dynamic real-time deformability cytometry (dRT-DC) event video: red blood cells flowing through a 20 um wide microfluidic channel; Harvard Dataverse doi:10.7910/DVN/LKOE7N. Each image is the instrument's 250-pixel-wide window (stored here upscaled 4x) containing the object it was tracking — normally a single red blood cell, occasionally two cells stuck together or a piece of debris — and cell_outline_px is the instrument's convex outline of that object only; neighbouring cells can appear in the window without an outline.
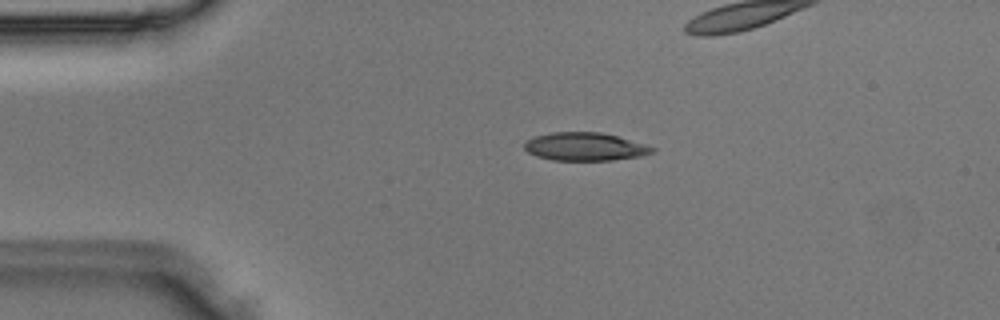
{"species": "Egyptian fruit bat (a non-hibernating species)", "species_latin": "Rousettus aegyptiacus", "temperature_condition": "room temperature", "stored_images_in_passage": 43, "camera_frame_rate_fps": 3000, "um_per_image_px": 0.085, "animal": {"sex": "male"}, "frame": {"image": 1, "passage_image": 4, "time_ms": 1.0, "image_size_px": [1000, 320], "cell_outline_px": [[656, 148], [652, 152], [640, 156], [612, 160], [552, 160], [536, 156], [528, 152], [524, 148], [524, 140], [532, 136], [552, 132], [600, 132], [616, 136], [644, 144]], "centroid_in_image_um": [49.64, 12.46], "position_along_channel_um": 35.4, "area_um2": 20.92}}
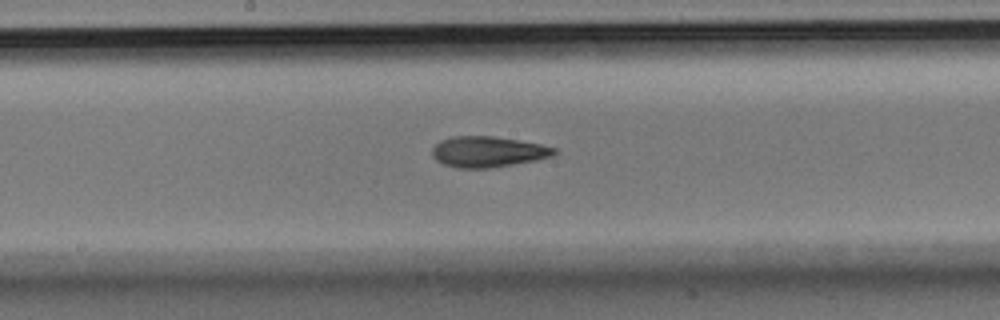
{"frame": {"image": 2, "passage_image": 19, "time_ms": 6.0, "image_size_px": [1000, 320], "cell_outline_px": [[556, 152], [552, 156], [536, 160], [492, 168], [456, 168], [444, 164], [436, 160], [432, 156], [432, 148], [440, 140], [452, 136], [492, 136], [540, 144], [556, 148]], "centroid_in_image_um": [41.44, 12.9], "position_along_channel_um": 206.8, "area_um2": 21.85}}
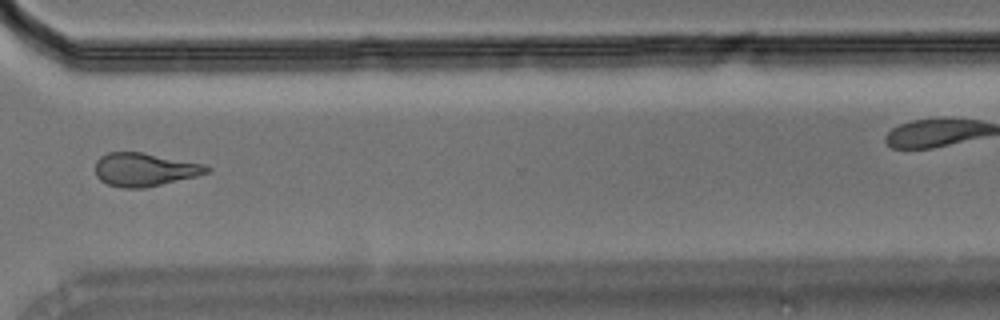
{"frame": {"image": 3, "passage_image": 30, "time_ms": 9.667, "image_size_px": [1000, 320], "cell_outline_px": [[212, 168], [208, 172], [196, 176], [144, 188], [120, 188], [108, 184], [100, 180], [96, 176], [96, 160], [100, 156], [108, 152], [140, 152], [204, 164]], "centroid_in_image_um": [12.26, 14.41], "position_along_channel_um": 358.3, "area_um2": 21.5}}